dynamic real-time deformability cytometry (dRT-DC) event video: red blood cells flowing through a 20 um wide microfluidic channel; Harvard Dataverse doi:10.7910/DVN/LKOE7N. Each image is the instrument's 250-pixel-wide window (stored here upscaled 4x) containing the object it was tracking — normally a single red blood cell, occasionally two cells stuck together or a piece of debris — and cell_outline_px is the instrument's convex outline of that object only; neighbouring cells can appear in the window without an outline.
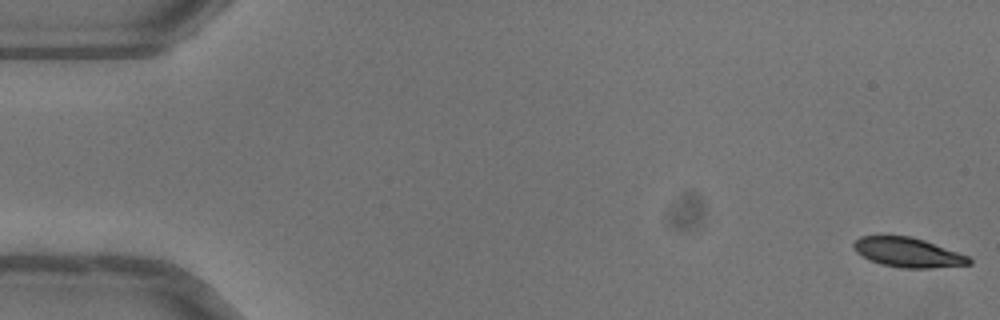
{"species": "common noctule bat (a hibernating species)", "species_latin": "Nyctalus noctula", "temperature_condition": "warm", "stored_images_in_passage": 52, "camera_frame_rate_fps": 3000, "um_per_image_px": 0.085, "animal": {"sex": "female"}, "frame": {"image": 1, "passage_image": 1, "time_ms": 0.0, "image_size_px": [1000, 320], "cell_outline_px": [[972, 264], [928, 268], [900, 268], [880, 264], [856, 252], [852, 244], [860, 236], [908, 236], [924, 240], [968, 256], [972, 260]], "centroid_in_image_um": [77.17, 21.46], "position_along_channel_um": 7.8, "area_um2": 19.59}}
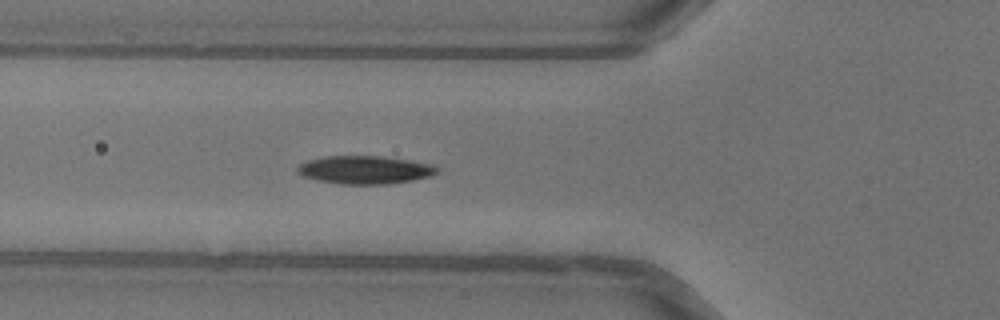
{"frame": {"image": 2, "passage_image": 19, "time_ms": 6.0, "image_size_px": [1000, 320], "cell_outline_px": [[440, 168], [432, 176], [412, 180], [388, 184], [340, 184], [316, 180], [304, 176], [296, 172], [296, 168], [300, 164], [308, 160], [324, 156], [380, 156], [408, 160], [432, 164]], "centroid_in_image_um": [31.0, 14.44], "position_along_channel_um": 94.8, "area_um2": 22.89}}
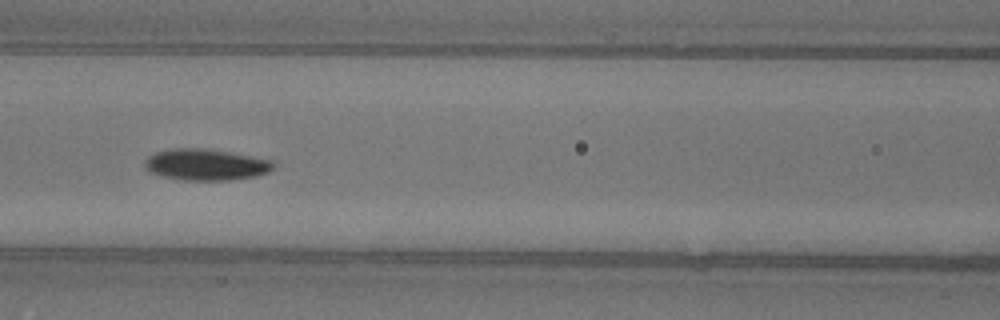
{"frame": {"image": 3, "passage_image": 23, "time_ms": 7.333, "image_size_px": [1000, 320], "cell_outline_px": [[276, 168], [268, 172], [256, 176], [228, 180], [176, 180], [148, 172], [144, 168], [144, 160], [148, 156], [156, 152], [168, 148], [208, 148], [232, 152], [272, 160], [276, 164]], "centroid_in_image_um": [17.48, 13.99], "position_along_channel_um": 149.1, "area_um2": 24.04}, "authors_computed_cell_mechanics": {"area_um2": 21.8773, "velocity_mm_per_s": 4.026, "shape_relaxation_time_tau1_ms": 3.5892, "shape_relaxation_time_tau2_ms": null, "deformation_change_tau1": 0.1445, "deformation_change_tau2": null}}